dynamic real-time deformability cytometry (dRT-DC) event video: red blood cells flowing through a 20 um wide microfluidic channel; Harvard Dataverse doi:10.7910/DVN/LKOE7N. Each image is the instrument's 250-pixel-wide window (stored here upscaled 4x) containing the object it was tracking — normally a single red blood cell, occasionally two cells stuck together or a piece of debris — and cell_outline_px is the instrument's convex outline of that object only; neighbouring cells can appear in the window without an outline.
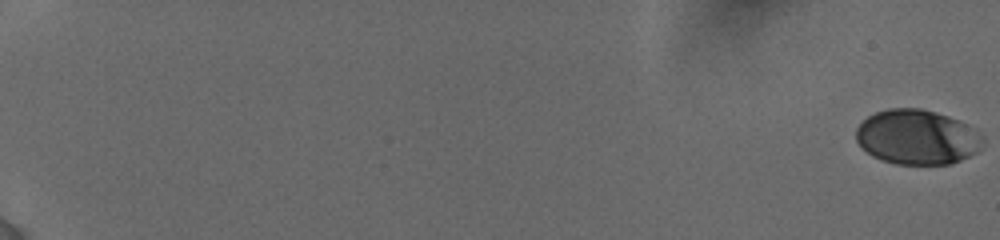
{"species": "human", "species_latin": "Homo sapiens", "temperature_condition": "cold", "stored_images_in_passage": 12, "camera_frame_rate_fps": 3000, "um_per_image_px": 0.085, "donor": {"sex": "female"}, "frame": {"image": 1, "passage_image": 1, "time_ms": 0.0, "image_size_px": [1000, 240], "cell_outline_px": [[984, 140], [980, 148], [976, 152], [952, 164], [896, 164], [880, 160], [872, 156], [856, 140], [856, 128], [868, 116], [876, 112], [888, 108], [920, 108], [936, 112], [948, 116], [968, 124], [976, 128], [984, 136]], "centroid_in_image_um": [77.98, 11.65], "position_along_channel_um": 7.0, "area_um2": 40.69}}
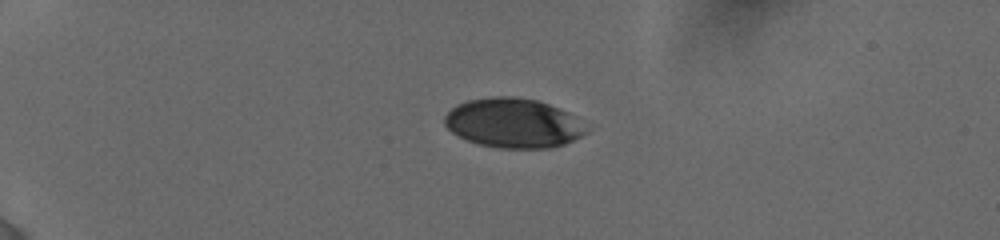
{"frame": {"image": 2, "passage_image": 7, "time_ms": 5.333, "image_size_px": [1000, 240], "cell_outline_px": [[588, 132], [564, 144], [552, 148], [500, 148], [480, 144], [468, 140], [452, 132], [444, 124], [444, 116], [456, 104], [468, 100], [496, 96], [512, 96], [536, 100], [560, 108], [576, 116]], "centroid_in_image_um": [43.63, 10.45], "position_along_channel_um": 41.4, "area_um2": 40.69}}
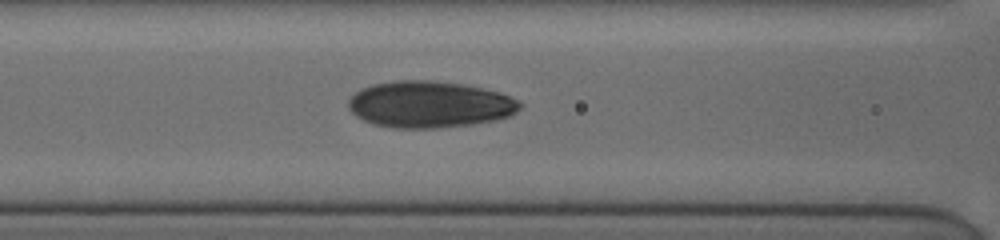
{"frame": {"image": 3, "passage_image": 12, "time_ms": 9.333, "image_size_px": [1000, 240], "cell_outline_px": [[524, 104], [516, 112], [508, 116], [496, 120], [472, 124], [436, 128], [396, 128], [376, 124], [364, 120], [356, 116], [348, 108], [348, 100], [356, 92], [372, 84], [396, 80], [432, 80], [464, 84], [484, 88], [500, 92]], "centroid_in_image_um": [36.53, 8.87], "position_along_channel_um": 130.1, "area_um2": 46.53}}